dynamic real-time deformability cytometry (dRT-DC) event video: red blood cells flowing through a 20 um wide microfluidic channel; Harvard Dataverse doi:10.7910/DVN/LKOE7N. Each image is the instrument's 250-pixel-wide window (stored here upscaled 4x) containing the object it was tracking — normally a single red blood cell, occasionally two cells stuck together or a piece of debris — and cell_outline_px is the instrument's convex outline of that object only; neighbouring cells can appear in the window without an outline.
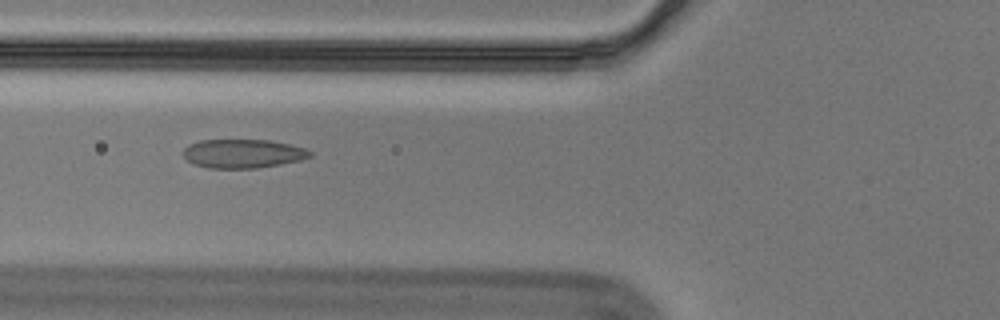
{"species": "Egyptian fruit bat (a non-hibernating species)", "species_latin": "Rousettus aegyptiacus", "temperature_condition": "cold", "stored_images_in_passage": 40, "camera_frame_rate_fps": 3000, "um_per_image_px": 0.085, "animal": {"sex": "male"}, "frame": {"image": 1, "passage_image": 5, "time_ms": 1.333, "image_size_px": [1000, 320], "cell_outline_px": [[312, 156], [300, 160], [280, 164], [256, 168], [208, 168], [192, 164], [184, 156], [184, 148], [188, 144], [200, 140], [268, 140], [288, 144], [304, 148], [312, 152]], "centroid_in_image_um": [20.62, 13.06], "position_along_channel_um": 105.2, "area_um2": 21.21}}
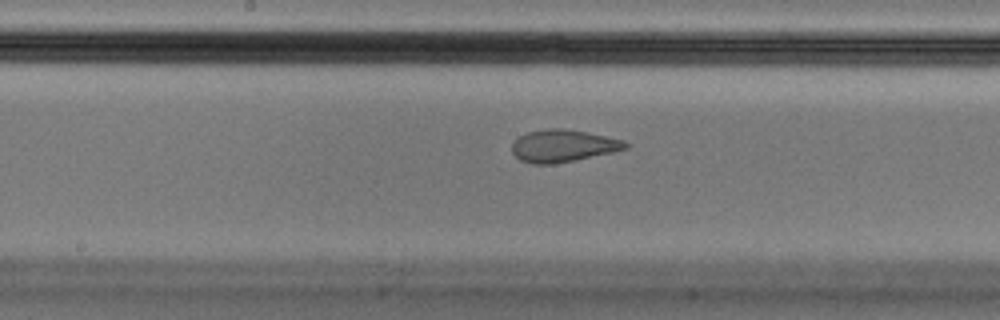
{"frame": {"image": 2, "passage_image": 13, "time_ms": 4.0, "image_size_px": [1000, 320], "cell_outline_px": [[628, 148], [612, 152], [556, 164], [532, 164], [520, 160], [512, 152], [512, 144], [520, 136], [528, 132], [548, 128], [564, 128], [588, 132], [624, 140], [628, 144]], "centroid_in_image_um": [47.86, 12.39], "position_along_channel_um": 200.3, "area_um2": 21.33}}
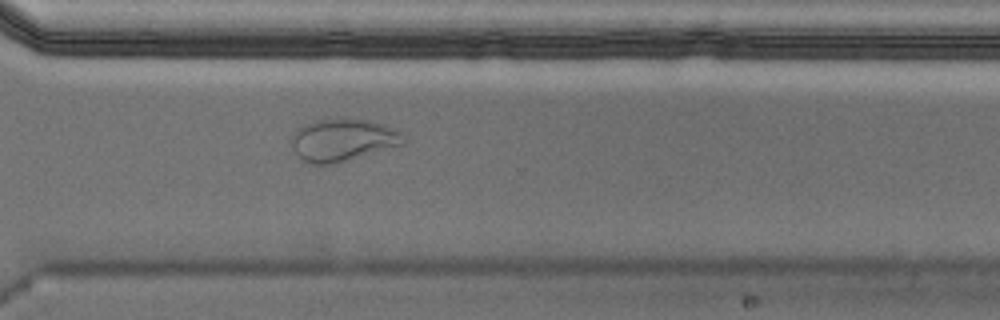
{"frame": {"image": 3, "passage_image": 25, "time_ms": 8.0, "image_size_px": [1000, 320], "cell_outline_px": [[408, 140], [404, 144], [344, 160], [328, 164], [312, 164], [300, 160], [292, 148], [292, 136], [304, 124], [316, 120], [368, 120], [392, 128], [400, 132]], "centroid_in_image_um": [29.12, 11.91], "position_along_channel_um": 341.5, "area_um2": 26.82}}